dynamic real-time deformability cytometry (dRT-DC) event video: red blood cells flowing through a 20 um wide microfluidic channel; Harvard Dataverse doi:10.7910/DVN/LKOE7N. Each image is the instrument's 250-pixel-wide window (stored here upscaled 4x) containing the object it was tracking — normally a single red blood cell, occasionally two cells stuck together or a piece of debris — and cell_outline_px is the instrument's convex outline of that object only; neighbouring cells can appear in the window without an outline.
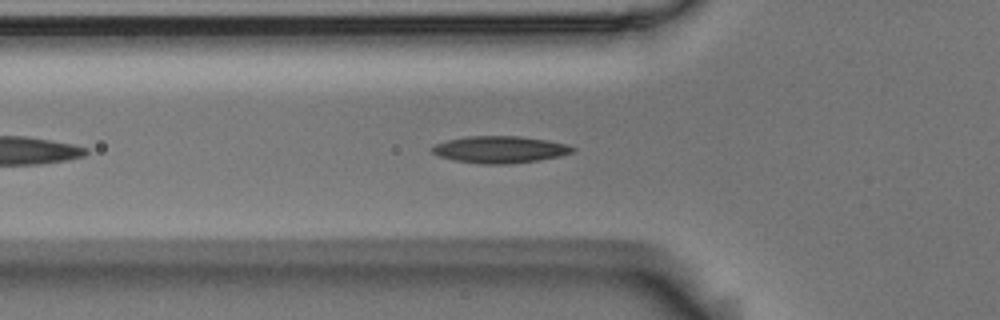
{"species": "Egyptian fruit bat (a non-hibernating species)", "species_latin": "Rousettus aegyptiacus", "temperature_condition": "room temperature", "stored_images_in_passage": 22, "camera_frame_rate_fps": 3000, "um_per_image_px": 0.085, "animal": {"sex": "male"}, "frame": {"image": 1, "passage_image": 7, "time_ms": 2.0, "image_size_px": [1000, 320], "cell_outline_px": [[576, 148], [572, 152], [560, 156], [536, 160], [508, 164], [480, 164], [452, 160], [440, 156], [432, 152], [432, 148], [436, 144], [448, 140], [468, 136], [520, 136], [544, 140], [564, 144]], "centroid_in_image_um": [42.46, 12.71], "position_along_channel_um": 83.3, "area_um2": 21.73}}
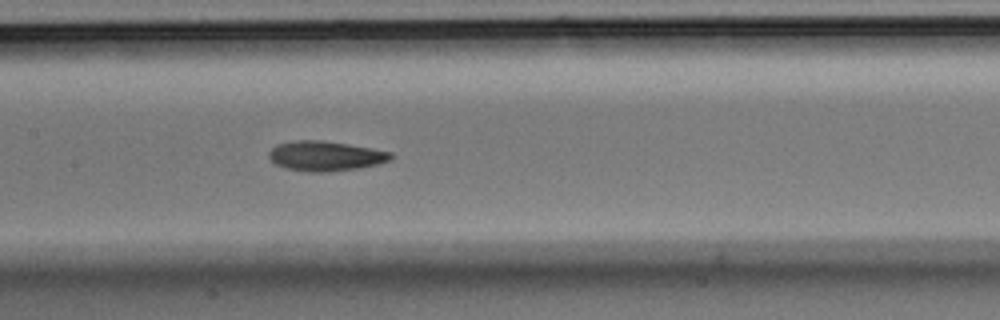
{"frame": {"image": 2, "passage_image": 15, "time_ms": 4.667, "image_size_px": [1000, 320], "cell_outline_px": [[392, 160], [380, 164], [360, 168], [328, 172], [308, 172], [284, 168], [276, 164], [268, 156], [268, 152], [276, 144], [296, 140], [320, 140], [348, 144], [372, 148], [392, 152]], "centroid_in_image_um": [27.68, 13.26], "position_along_channel_um": 179.7, "area_um2": 21.44}}
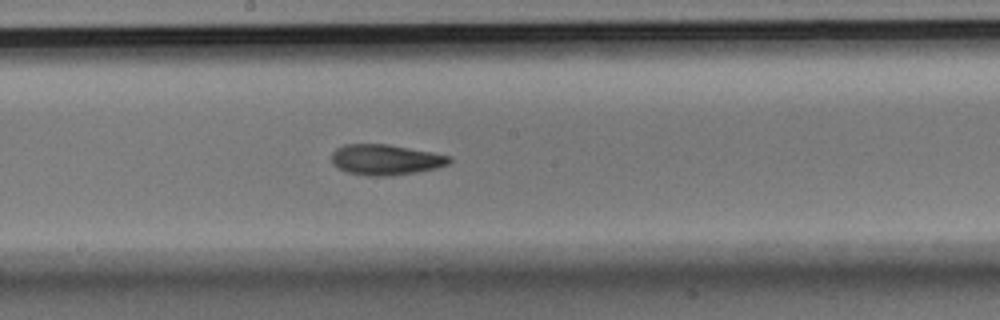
{"frame": {"image": 3, "passage_image": 18, "time_ms": 5.667, "image_size_px": [1000, 320], "cell_outline_px": [[452, 160], [448, 164], [436, 168], [416, 172], [392, 176], [364, 176], [348, 172], [332, 164], [332, 152], [336, 148], [344, 144], [388, 144], [432, 152], [452, 156]], "centroid_in_image_um": [32.78, 13.57], "position_along_channel_um": 215.4, "area_um2": 21.1}}